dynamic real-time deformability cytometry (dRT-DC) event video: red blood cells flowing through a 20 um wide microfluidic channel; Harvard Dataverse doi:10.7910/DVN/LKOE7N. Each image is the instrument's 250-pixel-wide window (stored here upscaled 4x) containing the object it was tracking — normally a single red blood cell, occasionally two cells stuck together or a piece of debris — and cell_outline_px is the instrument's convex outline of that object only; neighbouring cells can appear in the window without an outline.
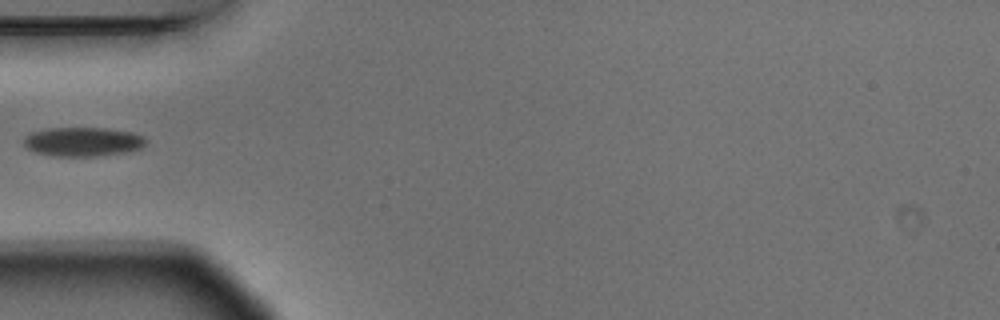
{"species": "Egyptian fruit bat (a non-hibernating species)", "species_latin": "Rousettus aegyptiacus", "temperature_condition": "warm", "stored_images_in_passage": 5, "camera_frame_rate_fps": 3000, "um_per_image_px": 0.085, "animal": {"sex": "male"}, "frame": {"image": 1, "passage_image": 5, "time_ms": 1.333, "image_size_px": [1000, 320], "cell_outline_px": [[148, 140], [140, 148], [124, 152], [100, 156], [56, 156], [36, 152], [28, 148], [24, 144], [24, 136], [32, 132], [48, 128], [104, 128], [132, 132], [144, 136]], "centroid_in_image_um": [7.05, 12.04], "position_along_channel_um": 77.9, "area_um2": 20.63}}